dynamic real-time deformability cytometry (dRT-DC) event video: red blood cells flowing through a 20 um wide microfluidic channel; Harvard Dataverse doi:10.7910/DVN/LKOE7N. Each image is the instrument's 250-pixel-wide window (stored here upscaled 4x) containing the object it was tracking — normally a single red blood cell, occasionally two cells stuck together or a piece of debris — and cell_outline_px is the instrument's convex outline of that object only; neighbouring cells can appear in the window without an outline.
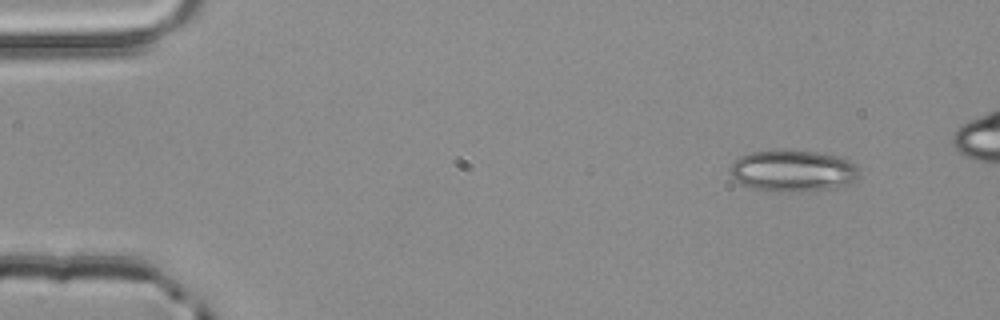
{"species": "common noctule bat (a hibernating species)", "species_latin": "Nyctalus noctula", "temperature_condition": "room temperature", "stored_images_in_passage": 3, "camera_frame_rate_fps": 3000, "um_per_image_px": 0.085, "animal": {"sex": "male", "body_mass_g": 20.4}, "frame": {"image": 1, "passage_image": 1, "time_ms": 0.0, "image_size_px": [1000, 320], "cell_outline_px": [[860, 172], [856, 180], [848, 184], [836, 188], [800, 192], [784, 192], [752, 188], [736, 180], [732, 176], [728, 168], [740, 156], [748, 152], [776, 148], [816, 152], [836, 156], [848, 160], [856, 164], [860, 168]], "centroid_in_image_um": [67.41, 14.5], "position_along_channel_um": 17.6, "area_um2": 31.91}}